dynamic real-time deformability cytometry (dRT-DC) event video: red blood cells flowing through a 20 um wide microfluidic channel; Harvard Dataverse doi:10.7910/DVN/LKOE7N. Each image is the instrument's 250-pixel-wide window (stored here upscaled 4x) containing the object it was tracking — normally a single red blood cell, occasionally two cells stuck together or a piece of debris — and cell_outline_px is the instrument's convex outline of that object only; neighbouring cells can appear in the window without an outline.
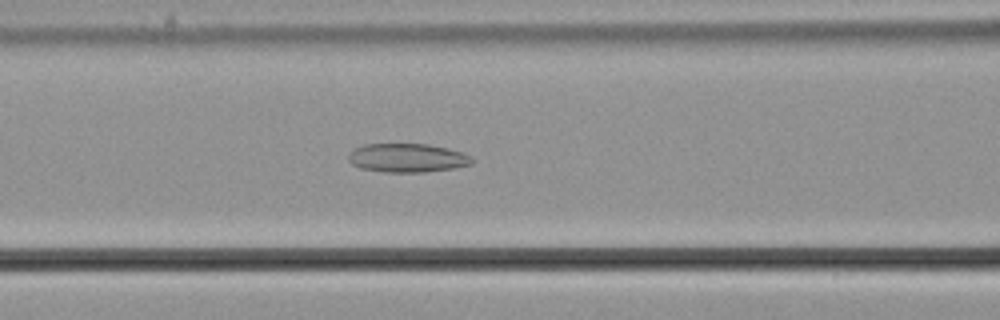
{"species": "common noctule bat (a hibernating species)", "species_latin": "Nyctalus noctula", "temperature_condition": "cold", "stored_images_in_passage": 42, "camera_frame_rate_fps": 3000, "um_per_image_px": 0.085, "animal": {"sex": "male", "body_mass_g": 21.5, "forearm_length_mm": 52.0}, "frame": {"image": 1, "passage_image": 16, "time_ms": 5.0, "image_size_px": [1000, 320], "cell_outline_px": [[472, 164], [452, 168], [424, 172], [384, 172], [360, 168], [352, 164], [348, 160], [348, 156], [356, 148], [364, 144], [428, 144], [448, 148], [464, 152], [472, 156]], "centroid_in_image_um": [34.64, 13.42], "position_along_channel_um": 132.0, "area_um2": 20.69}}
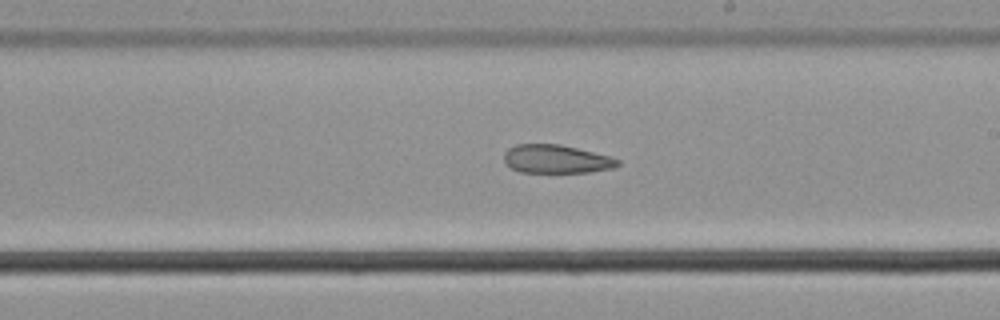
{"frame": {"image": 2, "passage_image": 25, "time_ms": 8.0, "image_size_px": [1000, 320], "cell_outline_px": [[620, 164], [612, 168], [592, 172], [520, 172], [512, 168], [504, 160], [504, 152], [508, 148], [516, 144], [560, 144], [612, 156], [620, 160]], "centroid_in_image_um": [47.31, 13.51], "position_along_channel_um": 241.7, "area_um2": 18.9}}
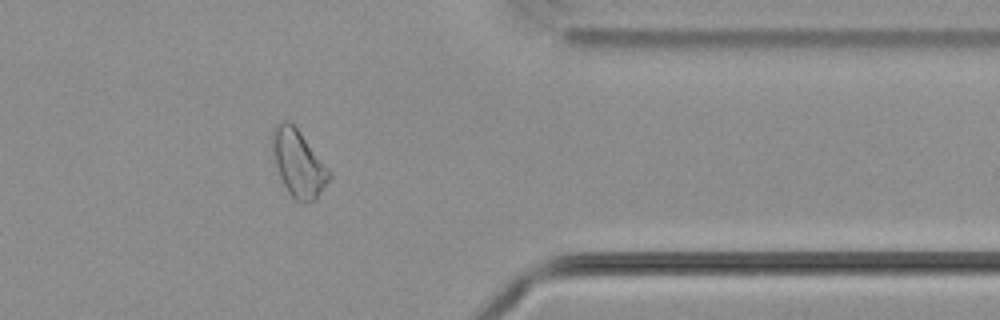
{"frame": {"image": 3, "passage_image": 38, "time_ms": 12.333, "image_size_px": [1000, 320], "cell_outline_px": [[332, 176], [316, 200], [300, 204], [288, 192], [280, 176], [272, 152], [272, 128], [280, 120], [288, 120], [300, 132], [332, 172]], "centroid_in_image_um": [25.37, 13.89], "position_along_channel_um": 386.0, "area_um2": 22.2}, "authors_computed_cell_mechanics": {"area_um2": 21.2415, "velocity_mm_per_s": 3.6618, "shape_relaxation_time_tau1_ms": null, "shape_relaxation_time_tau2_ms": 6.6837, "deformation_change_tau1": null, "deformation_change_tau2": 0.1629}}